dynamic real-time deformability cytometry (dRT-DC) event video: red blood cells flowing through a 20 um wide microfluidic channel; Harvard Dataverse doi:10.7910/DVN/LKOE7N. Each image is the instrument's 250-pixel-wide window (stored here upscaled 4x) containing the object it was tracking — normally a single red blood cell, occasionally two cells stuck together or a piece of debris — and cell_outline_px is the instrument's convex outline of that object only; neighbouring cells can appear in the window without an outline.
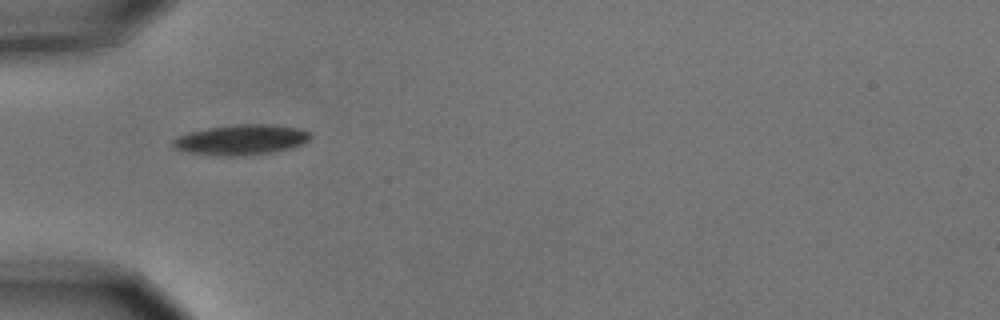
{"species": "common noctule bat (a hibernating species)", "species_latin": "Nyctalus noctula", "temperature_condition": "cold", "stored_images_in_passage": 2, "camera_frame_rate_fps": 3000, "um_per_image_px": 0.085, "animal": {"sex": "male", "body_mass_g": 15.6}, "frame": {"image": 1, "passage_image": 1, "time_ms": 0.0, "image_size_px": [1000, 320], "cell_outline_px": [[312, 136], [308, 140], [300, 144], [288, 148], [272, 152], [240, 156], [232, 156], [192, 152], [176, 148], [172, 144], [172, 140], [176, 136], [188, 132], [208, 128], [236, 124], [272, 124], [300, 128], [308, 132]], "centroid_in_image_um": [20.51, 11.85], "position_along_channel_um": 64.5, "area_um2": 23.87}}
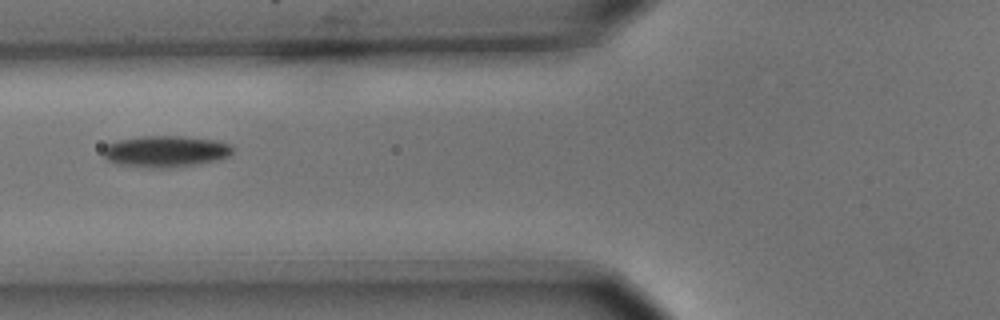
{"frame": {"image": 2, "passage_image": 2, "time_ms": 0.333, "image_size_px": [1000, 320], "cell_outline_px": [[236, 148], [228, 156], [216, 160], [200, 164], [168, 168], [152, 168], [116, 164], [108, 160], [104, 156], [104, 148], [108, 144], [120, 140], [140, 136], [184, 136], [220, 140], [232, 144]], "centroid_in_image_um": [14.15, 12.86], "position_along_channel_um": 111.7, "area_um2": 23.99}}